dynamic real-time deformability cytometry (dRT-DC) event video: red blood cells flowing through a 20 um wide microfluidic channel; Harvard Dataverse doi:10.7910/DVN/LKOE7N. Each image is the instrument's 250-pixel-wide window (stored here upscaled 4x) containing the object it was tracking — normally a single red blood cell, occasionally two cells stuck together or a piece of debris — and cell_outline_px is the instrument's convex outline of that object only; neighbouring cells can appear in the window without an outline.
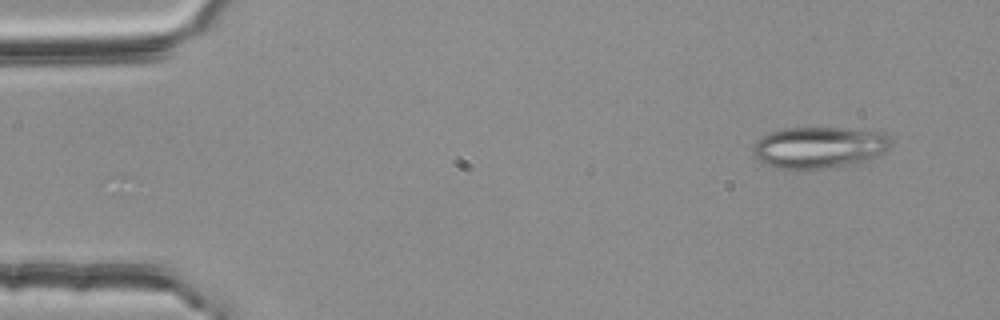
{"species": "common noctule bat (a hibernating species)", "species_latin": "Nyctalus noctula", "temperature_condition": "room temperature", "stored_images_in_passage": 3, "camera_frame_rate_fps": 3000, "um_per_image_px": 0.085, "animal": {"sex": "female", "body_mass_g": 25.1}, "frame": {"image": 1, "passage_image": 1, "time_ms": 0.0, "image_size_px": [1000, 320], "cell_outline_px": [[892, 144], [884, 152], [868, 160], [852, 164], [824, 168], [780, 168], [768, 164], [752, 156], [752, 148], [756, 140], [760, 136], [784, 128], [840, 128], [884, 132], [892, 140]], "centroid_in_image_um": [69.63, 12.51], "position_along_channel_um": 15.4, "area_um2": 33.18}}